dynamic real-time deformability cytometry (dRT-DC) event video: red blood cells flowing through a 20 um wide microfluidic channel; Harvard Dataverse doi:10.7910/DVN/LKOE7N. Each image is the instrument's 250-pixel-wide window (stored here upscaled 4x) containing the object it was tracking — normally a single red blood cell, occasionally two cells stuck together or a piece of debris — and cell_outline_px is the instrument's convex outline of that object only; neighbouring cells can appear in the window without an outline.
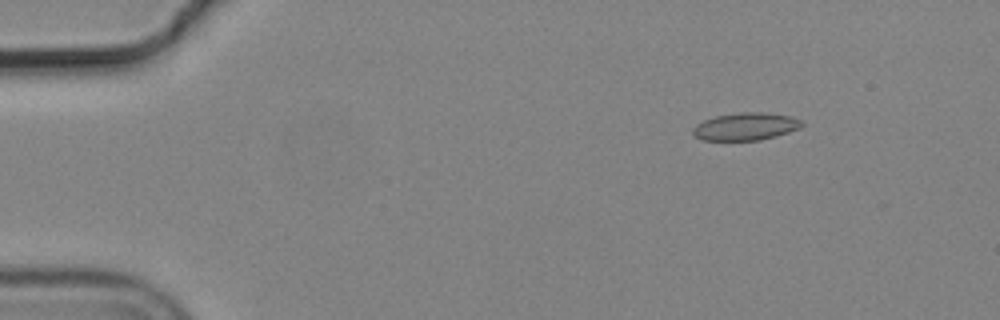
{"species": "common noctule bat (a hibernating species)", "species_latin": "Nyctalus noctula", "temperature_condition": "cold", "stored_images_in_passage": 31, "camera_frame_rate_fps": 3000, "um_per_image_px": 0.085, "animal": {"sex": "male", "body_mass_g": 19.2, "forearm_length_mm": 51.8}, "frame": {"image": 1, "passage_image": 3, "time_ms": 0.667, "image_size_px": [1000, 320], "cell_outline_px": [[804, 124], [800, 128], [776, 136], [760, 140], [704, 140], [696, 136], [692, 132], [692, 128], [696, 124], [704, 120], [716, 116], [740, 112], [764, 112], [792, 116], [804, 120]], "centroid_in_image_um": [63.42, 10.74], "position_along_channel_um": 21.6, "area_um2": 17.57}}
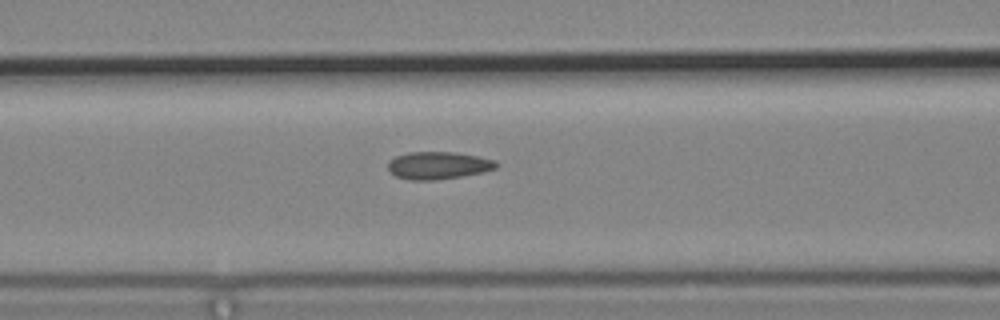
{"frame": {"image": 2, "passage_image": 19, "time_ms": 6.0, "image_size_px": [1000, 320], "cell_outline_px": [[500, 164], [496, 168], [484, 172], [436, 180], [412, 180], [396, 176], [388, 168], [388, 160], [396, 156], [408, 152], [456, 152], [496, 160]], "centroid_in_image_um": [37.27, 14.05], "position_along_channel_um": 129.3, "area_um2": 17.34}}
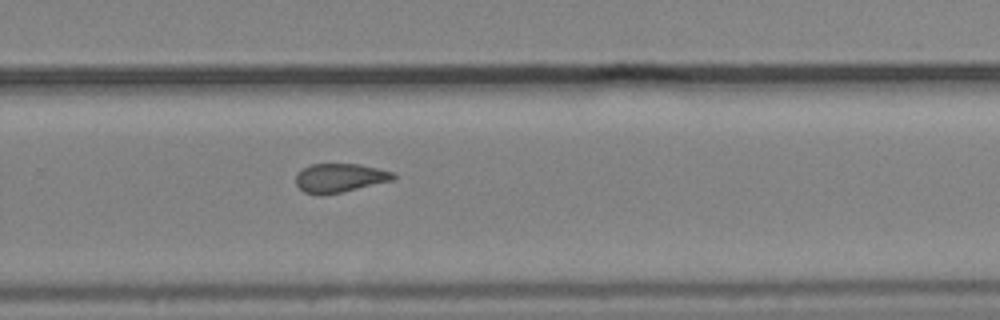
{"frame": {"image": 3, "passage_image": 31, "time_ms": 10.0, "image_size_px": [1000, 320], "cell_outline_px": [[396, 180], [324, 196], [320, 196], [304, 192], [296, 184], [296, 176], [304, 168], [312, 164], [360, 164], [392, 172], [396, 176]], "centroid_in_image_um": [28.9, 15.14], "position_along_channel_um": 300.9, "area_um2": 16.47}}